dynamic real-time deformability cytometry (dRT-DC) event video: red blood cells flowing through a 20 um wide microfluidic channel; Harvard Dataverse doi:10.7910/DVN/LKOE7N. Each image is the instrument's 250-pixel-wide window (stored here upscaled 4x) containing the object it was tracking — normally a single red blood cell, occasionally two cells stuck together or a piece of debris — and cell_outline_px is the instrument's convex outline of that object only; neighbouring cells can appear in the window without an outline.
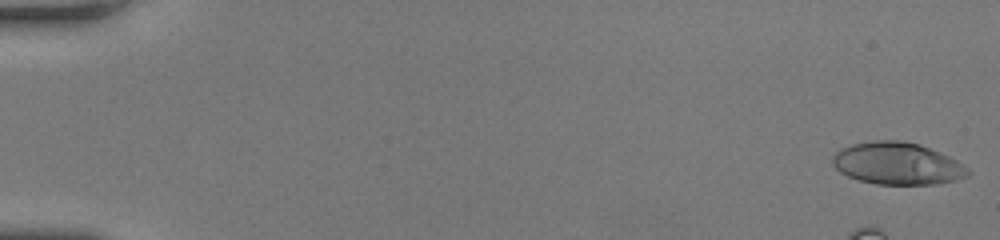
{"species": "human", "species_latin": "Homo sapiens", "temperature_condition": "room temperature", "stored_images_in_passage": 16, "camera_frame_rate_fps": 3000, "um_per_image_px": 0.085, "donor": {"sex": "female"}, "frame": {"image": 1, "passage_image": 1, "time_ms": 0.0, "image_size_px": [1000, 240], "cell_outline_px": [[972, 172], [968, 176], [956, 180], [936, 184], [876, 184], [860, 180], [848, 176], [840, 172], [832, 164], [832, 156], [840, 148], [852, 144], [876, 140], [900, 140], [920, 144], [948, 156], [956, 160], [968, 168]], "centroid_in_image_um": [76.27, 13.9], "position_along_channel_um": 8.7, "area_um2": 33.29}}
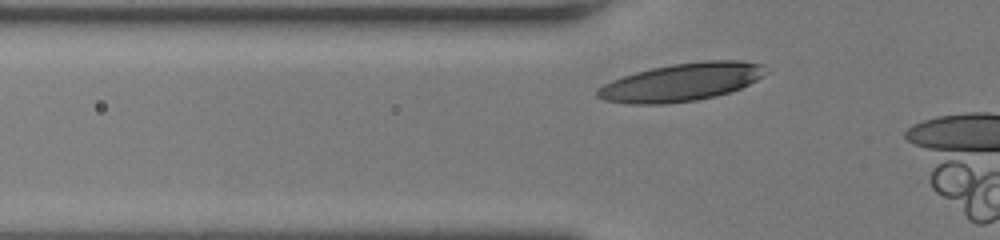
{"frame": {"image": 2, "passage_image": 14, "time_ms": 4.333, "image_size_px": [1000, 240], "cell_outline_px": [[768, 72], [764, 76], [740, 88], [716, 96], [696, 100], [664, 104], [628, 104], [604, 100], [596, 96], [596, 88], [612, 80], [636, 72], [652, 68], [672, 64], [704, 60], [740, 60], [764, 64]], "centroid_in_image_um": [57.94, 6.98], "position_along_channel_um": 67.9, "area_um2": 37.28}}